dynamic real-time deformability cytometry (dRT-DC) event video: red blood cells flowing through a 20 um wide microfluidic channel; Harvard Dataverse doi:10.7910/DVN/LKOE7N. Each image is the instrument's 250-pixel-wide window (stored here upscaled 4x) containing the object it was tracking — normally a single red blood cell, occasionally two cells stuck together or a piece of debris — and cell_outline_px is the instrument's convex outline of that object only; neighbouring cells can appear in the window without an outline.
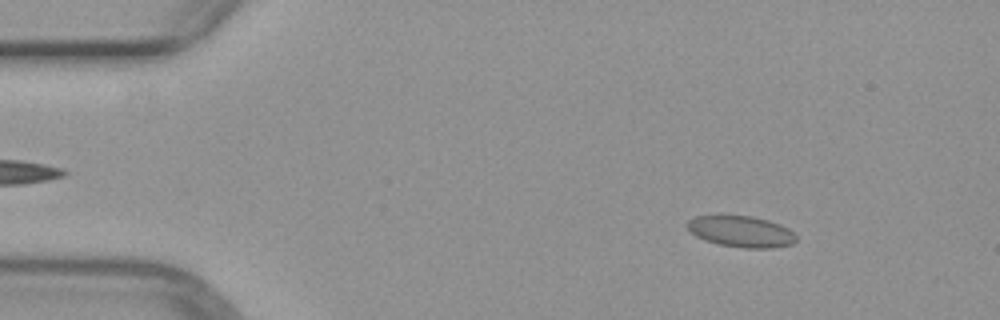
{"species": "common noctule bat (a hibernating species)", "species_latin": "Nyctalus noctula", "temperature_condition": "warm", "stored_images_in_passage": 3, "camera_frame_rate_fps": 3000, "um_per_image_px": 0.085, "animal": {"sex": "female", "body_mass_g": 29.2, "forearm_length_mm": 56.3}, "frame": {"image": 1, "passage_image": 1, "time_ms": 0.0, "image_size_px": [1000, 320], "cell_outline_px": [[796, 240], [792, 244], [772, 248], [744, 248], [716, 244], [704, 240], [696, 236], [688, 228], [688, 220], [696, 216], [716, 212], [720, 212], [752, 216], [768, 220], [780, 224], [788, 228], [796, 236]], "centroid_in_image_um": [62.94, 19.63], "position_along_channel_um": 22.1, "area_um2": 20.58}}